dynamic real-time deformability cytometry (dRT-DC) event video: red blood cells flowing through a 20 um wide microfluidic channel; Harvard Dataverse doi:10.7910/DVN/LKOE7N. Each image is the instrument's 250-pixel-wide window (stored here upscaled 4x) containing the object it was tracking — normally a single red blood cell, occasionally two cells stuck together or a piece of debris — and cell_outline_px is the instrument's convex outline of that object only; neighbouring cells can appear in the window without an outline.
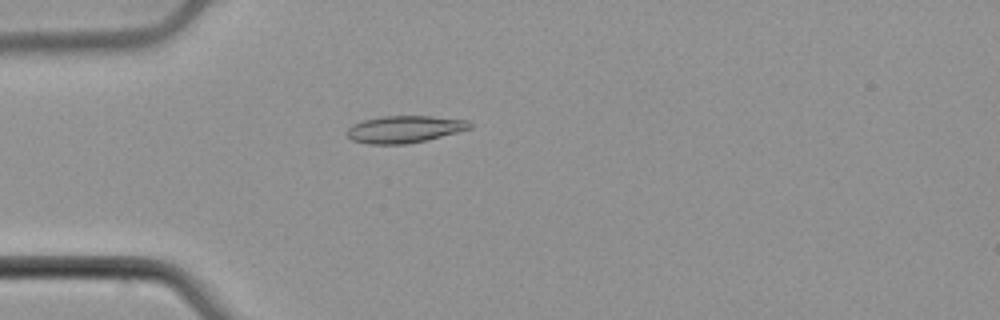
{"species": "common noctule bat (a hibernating species)", "species_latin": "Nyctalus noctula", "temperature_condition": "cold", "stored_images_in_passage": 2, "camera_frame_rate_fps": 3000, "um_per_image_px": 0.085, "animal": {"sex": "male", "body_mass_g": 21.5, "forearm_length_mm": 52.0}, "frame": {"image": 1, "passage_image": 2, "time_ms": 0.333, "image_size_px": [1000, 320], "cell_outline_px": [[472, 128], [428, 140], [404, 144], [368, 144], [352, 140], [344, 132], [352, 124], [364, 120], [380, 116], [432, 116], [468, 120], [472, 124]], "centroid_in_image_um": [34.37, 10.98], "position_along_channel_um": 50.6, "area_um2": 19.54}}